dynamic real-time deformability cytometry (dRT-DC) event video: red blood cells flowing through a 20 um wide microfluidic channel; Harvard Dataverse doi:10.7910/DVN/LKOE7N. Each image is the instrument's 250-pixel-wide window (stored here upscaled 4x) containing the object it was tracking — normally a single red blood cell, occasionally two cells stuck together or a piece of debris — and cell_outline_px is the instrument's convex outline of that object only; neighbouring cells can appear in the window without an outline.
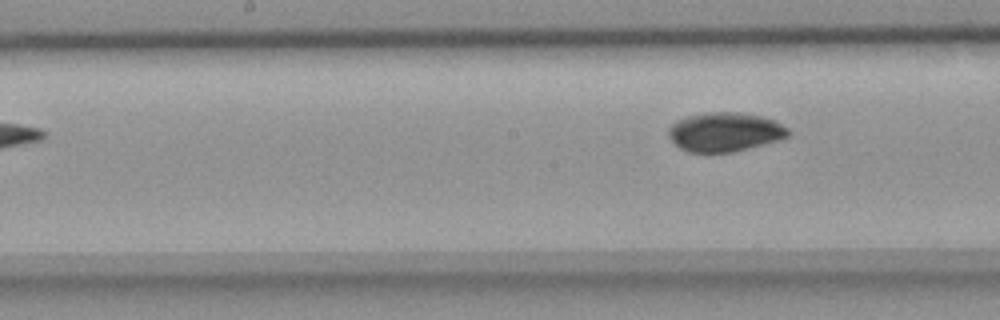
{"species": "common noctule bat (a hibernating species)", "species_latin": "Nyctalus noctula", "temperature_condition": "room temperature", "stored_images_in_passage": 8, "camera_frame_rate_fps": 3000, "um_per_image_px": 0.085, "animal": {"sex": "female", "body_mass_g": 18.4}, "frame": {"image": 1, "passage_image": 8, "time_ms": 2.333, "image_size_px": [1000, 320], "cell_outline_px": [[792, 132], [788, 136], [780, 140], [732, 152], [688, 152], [680, 148], [668, 136], [668, 128], [676, 120], [688, 116], [704, 112], [744, 112], [764, 116], [776, 120], [788, 128]], "centroid_in_image_um": [61.65, 11.2], "position_along_channel_um": 186.6, "area_um2": 27.63}}